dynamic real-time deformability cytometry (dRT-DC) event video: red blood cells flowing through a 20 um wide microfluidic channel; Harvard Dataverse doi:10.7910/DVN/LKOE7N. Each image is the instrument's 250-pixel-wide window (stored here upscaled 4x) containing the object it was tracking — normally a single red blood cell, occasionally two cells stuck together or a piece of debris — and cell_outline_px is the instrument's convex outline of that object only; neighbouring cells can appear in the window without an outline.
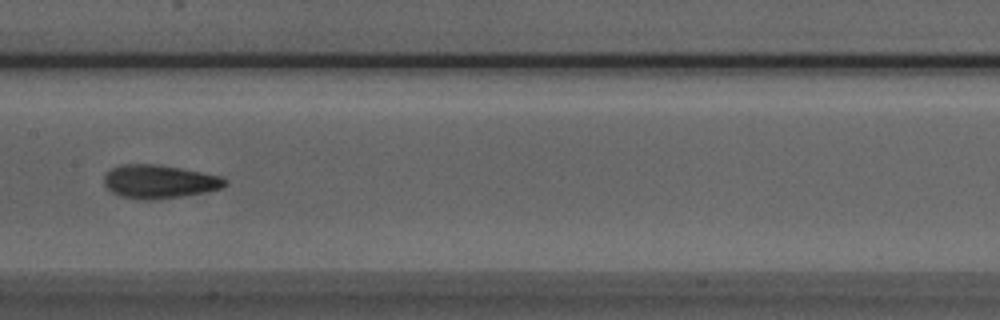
{"species": "Egyptian fruit bat (a non-hibernating species)", "species_latin": "Rousettus aegyptiacus", "temperature_condition": "room temperature", "stored_images_in_passage": 7, "camera_frame_rate_fps": 3000, "um_per_image_px": 0.085, "animal": {"sex": "male"}, "frame": {"image": 1, "passage_image": 7, "time_ms": 2.0, "image_size_px": [1000, 320], "cell_outline_px": [[228, 184], [220, 188], [208, 192], [184, 196], [148, 200], [136, 200], [120, 196], [112, 192], [104, 184], [104, 176], [112, 168], [124, 164], [156, 164], [180, 168], [220, 176], [228, 180]], "centroid_in_image_um": [13.55, 15.45], "position_along_channel_um": 193.9, "area_um2": 23.64}}